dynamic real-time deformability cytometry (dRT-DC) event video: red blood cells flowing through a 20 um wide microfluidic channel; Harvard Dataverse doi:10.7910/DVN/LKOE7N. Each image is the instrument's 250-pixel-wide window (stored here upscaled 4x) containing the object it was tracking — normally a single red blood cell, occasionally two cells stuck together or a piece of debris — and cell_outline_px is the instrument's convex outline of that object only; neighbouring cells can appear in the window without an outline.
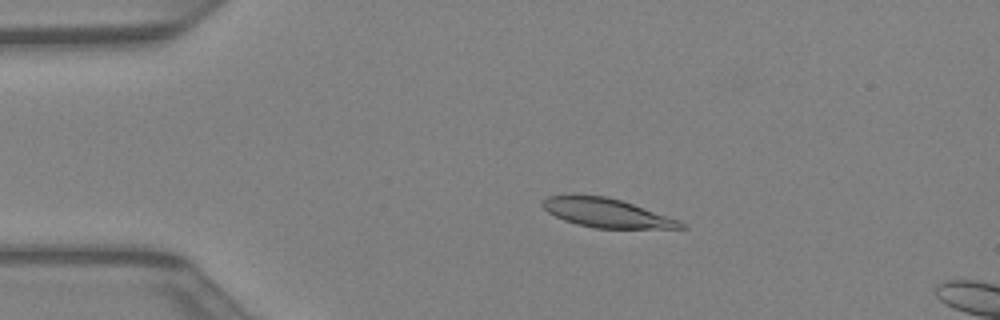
{"species": "Egyptian fruit bat (a non-hibernating species)", "species_latin": "Rousettus aegyptiacus", "temperature_condition": "warm", "stored_images_in_passage": 12, "camera_frame_rate_fps": 3000, "um_per_image_px": 0.085, "animal": {"sex": "female"}, "frame": {"image": 1, "passage_image": 9, "time_ms": 2.667, "image_size_px": [1000, 320], "cell_outline_px": [[688, 228], [596, 228], [576, 224], [564, 220], [548, 212], [540, 204], [540, 200], [548, 196], [608, 196], [680, 220], [688, 224]], "centroid_in_image_um": [51.58, 18.11], "position_along_channel_um": 33.4, "area_um2": 23.0}}